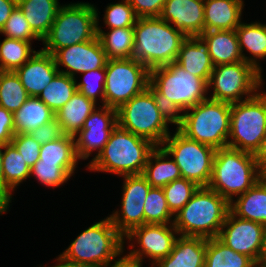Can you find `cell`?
Wrapping results in <instances>:
<instances>
[{"instance_id":"obj_10","label":"cell","mask_w":266,"mask_h":267,"mask_svg":"<svg viewBox=\"0 0 266 267\" xmlns=\"http://www.w3.org/2000/svg\"><path fill=\"white\" fill-rule=\"evenodd\" d=\"M207 84L209 99L230 104L247 100L263 90L258 70L244 60L214 66Z\"/></svg>"},{"instance_id":"obj_3","label":"cell","mask_w":266,"mask_h":267,"mask_svg":"<svg viewBox=\"0 0 266 267\" xmlns=\"http://www.w3.org/2000/svg\"><path fill=\"white\" fill-rule=\"evenodd\" d=\"M155 147L149 140L117 124L103 150L87 166L86 170L111 173L119 177L140 175L144 171L150 152Z\"/></svg>"},{"instance_id":"obj_31","label":"cell","mask_w":266,"mask_h":267,"mask_svg":"<svg viewBox=\"0 0 266 267\" xmlns=\"http://www.w3.org/2000/svg\"><path fill=\"white\" fill-rule=\"evenodd\" d=\"M97 37L108 59L133 58L134 27H122L104 31L99 26L100 12L97 6Z\"/></svg>"},{"instance_id":"obj_32","label":"cell","mask_w":266,"mask_h":267,"mask_svg":"<svg viewBox=\"0 0 266 267\" xmlns=\"http://www.w3.org/2000/svg\"><path fill=\"white\" fill-rule=\"evenodd\" d=\"M4 199L10 205L12 192L30 178V169L22 155L10 143L4 146L3 151Z\"/></svg>"},{"instance_id":"obj_44","label":"cell","mask_w":266,"mask_h":267,"mask_svg":"<svg viewBox=\"0 0 266 267\" xmlns=\"http://www.w3.org/2000/svg\"><path fill=\"white\" fill-rule=\"evenodd\" d=\"M147 89L152 93L161 115L169 124H174L177 129L183 123L184 111L171 99L159 93L150 83H148Z\"/></svg>"},{"instance_id":"obj_53","label":"cell","mask_w":266,"mask_h":267,"mask_svg":"<svg viewBox=\"0 0 266 267\" xmlns=\"http://www.w3.org/2000/svg\"><path fill=\"white\" fill-rule=\"evenodd\" d=\"M105 267H139V266L136 265L134 262H131L127 260L125 257H123L119 262Z\"/></svg>"},{"instance_id":"obj_47","label":"cell","mask_w":266,"mask_h":267,"mask_svg":"<svg viewBox=\"0 0 266 267\" xmlns=\"http://www.w3.org/2000/svg\"><path fill=\"white\" fill-rule=\"evenodd\" d=\"M139 17H159L166 0H127Z\"/></svg>"},{"instance_id":"obj_33","label":"cell","mask_w":266,"mask_h":267,"mask_svg":"<svg viewBox=\"0 0 266 267\" xmlns=\"http://www.w3.org/2000/svg\"><path fill=\"white\" fill-rule=\"evenodd\" d=\"M39 163H56L72 176L78 167L74 136L65 134L56 140L41 145Z\"/></svg>"},{"instance_id":"obj_5","label":"cell","mask_w":266,"mask_h":267,"mask_svg":"<svg viewBox=\"0 0 266 267\" xmlns=\"http://www.w3.org/2000/svg\"><path fill=\"white\" fill-rule=\"evenodd\" d=\"M254 154L230 147L216 149L208 188L218 192L229 203L250 189L259 179Z\"/></svg>"},{"instance_id":"obj_30","label":"cell","mask_w":266,"mask_h":267,"mask_svg":"<svg viewBox=\"0 0 266 267\" xmlns=\"http://www.w3.org/2000/svg\"><path fill=\"white\" fill-rule=\"evenodd\" d=\"M55 115L56 113L42 100L36 96H30L25 103L13 113L14 134H29L43 124L55 119Z\"/></svg>"},{"instance_id":"obj_13","label":"cell","mask_w":266,"mask_h":267,"mask_svg":"<svg viewBox=\"0 0 266 267\" xmlns=\"http://www.w3.org/2000/svg\"><path fill=\"white\" fill-rule=\"evenodd\" d=\"M104 85V105L118 109L149 83L150 70L135 58L108 59Z\"/></svg>"},{"instance_id":"obj_43","label":"cell","mask_w":266,"mask_h":267,"mask_svg":"<svg viewBox=\"0 0 266 267\" xmlns=\"http://www.w3.org/2000/svg\"><path fill=\"white\" fill-rule=\"evenodd\" d=\"M0 34L7 38L19 39L33 42L32 40L42 41L30 28L27 19L21 9L16 6L10 17L5 22V25L0 31Z\"/></svg>"},{"instance_id":"obj_1","label":"cell","mask_w":266,"mask_h":267,"mask_svg":"<svg viewBox=\"0 0 266 267\" xmlns=\"http://www.w3.org/2000/svg\"><path fill=\"white\" fill-rule=\"evenodd\" d=\"M124 242V237L107 216L78 234L58 256L75 267L110 266L124 257Z\"/></svg>"},{"instance_id":"obj_16","label":"cell","mask_w":266,"mask_h":267,"mask_svg":"<svg viewBox=\"0 0 266 267\" xmlns=\"http://www.w3.org/2000/svg\"><path fill=\"white\" fill-rule=\"evenodd\" d=\"M117 125V109L99 105L85 120L82 129L74 136L78 160H87V167L103 150L111 132Z\"/></svg>"},{"instance_id":"obj_6","label":"cell","mask_w":266,"mask_h":267,"mask_svg":"<svg viewBox=\"0 0 266 267\" xmlns=\"http://www.w3.org/2000/svg\"><path fill=\"white\" fill-rule=\"evenodd\" d=\"M97 37V13L94 4L77 2L62 4L57 16L43 38L42 51L54 55L59 49Z\"/></svg>"},{"instance_id":"obj_21","label":"cell","mask_w":266,"mask_h":267,"mask_svg":"<svg viewBox=\"0 0 266 267\" xmlns=\"http://www.w3.org/2000/svg\"><path fill=\"white\" fill-rule=\"evenodd\" d=\"M235 31L243 60L258 70L260 84L263 88L265 83L260 60H266V24H262L259 21H251L250 23L241 21ZM244 50L249 53V56L244 53Z\"/></svg>"},{"instance_id":"obj_51","label":"cell","mask_w":266,"mask_h":267,"mask_svg":"<svg viewBox=\"0 0 266 267\" xmlns=\"http://www.w3.org/2000/svg\"><path fill=\"white\" fill-rule=\"evenodd\" d=\"M5 144L0 142V195L4 198L3 151Z\"/></svg>"},{"instance_id":"obj_24","label":"cell","mask_w":266,"mask_h":267,"mask_svg":"<svg viewBox=\"0 0 266 267\" xmlns=\"http://www.w3.org/2000/svg\"><path fill=\"white\" fill-rule=\"evenodd\" d=\"M205 254L206 238L179 236L171 253L152 267H204Z\"/></svg>"},{"instance_id":"obj_23","label":"cell","mask_w":266,"mask_h":267,"mask_svg":"<svg viewBox=\"0 0 266 267\" xmlns=\"http://www.w3.org/2000/svg\"><path fill=\"white\" fill-rule=\"evenodd\" d=\"M176 63L207 83L214 69L208 45L200 35L187 36L181 45Z\"/></svg>"},{"instance_id":"obj_12","label":"cell","mask_w":266,"mask_h":267,"mask_svg":"<svg viewBox=\"0 0 266 267\" xmlns=\"http://www.w3.org/2000/svg\"><path fill=\"white\" fill-rule=\"evenodd\" d=\"M164 140L161 147L180 168L181 177L207 187L213 168L216 149L187 138L178 129ZM172 134V135H171Z\"/></svg>"},{"instance_id":"obj_38","label":"cell","mask_w":266,"mask_h":267,"mask_svg":"<svg viewBox=\"0 0 266 267\" xmlns=\"http://www.w3.org/2000/svg\"><path fill=\"white\" fill-rule=\"evenodd\" d=\"M173 221L163 189L151 187L144 202V224H173Z\"/></svg>"},{"instance_id":"obj_27","label":"cell","mask_w":266,"mask_h":267,"mask_svg":"<svg viewBox=\"0 0 266 267\" xmlns=\"http://www.w3.org/2000/svg\"><path fill=\"white\" fill-rule=\"evenodd\" d=\"M32 31L41 39L49 30L62 6L59 0H17Z\"/></svg>"},{"instance_id":"obj_34","label":"cell","mask_w":266,"mask_h":267,"mask_svg":"<svg viewBox=\"0 0 266 267\" xmlns=\"http://www.w3.org/2000/svg\"><path fill=\"white\" fill-rule=\"evenodd\" d=\"M204 267H257L249 256L235 252L217 237L206 238Z\"/></svg>"},{"instance_id":"obj_25","label":"cell","mask_w":266,"mask_h":267,"mask_svg":"<svg viewBox=\"0 0 266 267\" xmlns=\"http://www.w3.org/2000/svg\"><path fill=\"white\" fill-rule=\"evenodd\" d=\"M229 210L236 217L266 226V180L262 177L244 194L234 198Z\"/></svg>"},{"instance_id":"obj_11","label":"cell","mask_w":266,"mask_h":267,"mask_svg":"<svg viewBox=\"0 0 266 267\" xmlns=\"http://www.w3.org/2000/svg\"><path fill=\"white\" fill-rule=\"evenodd\" d=\"M149 83L183 111L208 99V84L176 62L150 70Z\"/></svg>"},{"instance_id":"obj_49","label":"cell","mask_w":266,"mask_h":267,"mask_svg":"<svg viewBox=\"0 0 266 267\" xmlns=\"http://www.w3.org/2000/svg\"><path fill=\"white\" fill-rule=\"evenodd\" d=\"M17 6V0H0V31Z\"/></svg>"},{"instance_id":"obj_48","label":"cell","mask_w":266,"mask_h":267,"mask_svg":"<svg viewBox=\"0 0 266 267\" xmlns=\"http://www.w3.org/2000/svg\"><path fill=\"white\" fill-rule=\"evenodd\" d=\"M14 135L13 113L0 107V142L10 144Z\"/></svg>"},{"instance_id":"obj_36","label":"cell","mask_w":266,"mask_h":267,"mask_svg":"<svg viewBox=\"0 0 266 267\" xmlns=\"http://www.w3.org/2000/svg\"><path fill=\"white\" fill-rule=\"evenodd\" d=\"M36 52L29 41L4 37L0 42V70L15 72Z\"/></svg>"},{"instance_id":"obj_9","label":"cell","mask_w":266,"mask_h":267,"mask_svg":"<svg viewBox=\"0 0 266 267\" xmlns=\"http://www.w3.org/2000/svg\"><path fill=\"white\" fill-rule=\"evenodd\" d=\"M117 124L155 146H161L171 133L169 123L161 115L147 88L117 109Z\"/></svg>"},{"instance_id":"obj_26","label":"cell","mask_w":266,"mask_h":267,"mask_svg":"<svg viewBox=\"0 0 266 267\" xmlns=\"http://www.w3.org/2000/svg\"><path fill=\"white\" fill-rule=\"evenodd\" d=\"M200 36L208 45L214 66L243 61L235 30L204 31Z\"/></svg>"},{"instance_id":"obj_56","label":"cell","mask_w":266,"mask_h":267,"mask_svg":"<svg viewBox=\"0 0 266 267\" xmlns=\"http://www.w3.org/2000/svg\"><path fill=\"white\" fill-rule=\"evenodd\" d=\"M262 177L266 180V169L262 172Z\"/></svg>"},{"instance_id":"obj_40","label":"cell","mask_w":266,"mask_h":267,"mask_svg":"<svg viewBox=\"0 0 266 267\" xmlns=\"http://www.w3.org/2000/svg\"><path fill=\"white\" fill-rule=\"evenodd\" d=\"M104 11L103 22L107 29L134 27L138 18L127 0L112 2L107 5Z\"/></svg>"},{"instance_id":"obj_22","label":"cell","mask_w":266,"mask_h":267,"mask_svg":"<svg viewBox=\"0 0 266 267\" xmlns=\"http://www.w3.org/2000/svg\"><path fill=\"white\" fill-rule=\"evenodd\" d=\"M244 6V0H204V31L236 30Z\"/></svg>"},{"instance_id":"obj_46","label":"cell","mask_w":266,"mask_h":267,"mask_svg":"<svg viewBox=\"0 0 266 267\" xmlns=\"http://www.w3.org/2000/svg\"><path fill=\"white\" fill-rule=\"evenodd\" d=\"M31 137L39 142L41 145L47 142L53 141L65 135L61 124L57 121V119H53L52 121L43 124L36 130L29 133Z\"/></svg>"},{"instance_id":"obj_37","label":"cell","mask_w":266,"mask_h":267,"mask_svg":"<svg viewBox=\"0 0 266 267\" xmlns=\"http://www.w3.org/2000/svg\"><path fill=\"white\" fill-rule=\"evenodd\" d=\"M20 78L13 71H2L0 75V107L14 113L29 98Z\"/></svg>"},{"instance_id":"obj_39","label":"cell","mask_w":266,"mask_h":267,"mask_svg":"<svg viewBox=\"0 0 266 267\" xmlns=\"http://www.w3.org/2000/svg\"><path fill=\"white\" fill-rule=\"evenodd\" d=\"M198 188L199 186L195 182L182 177L164 186L162 189L171 213L173 215L178 213Z\"/></svg>"},{"instance_id":"obj_55","label":"cell","mask_w":266,"mask_h":267,"mask_svg":"<svg viewBox=\"0 0 266 267\" xmlns=\"http://www.w3.org/2000/svg\"><path fill=\"white\" fill-rule=\"evenodd\" d=\"M11 205H9L5 199L0 195V216L3 215L4 213L8 212L9 207Z\"/></svg>"},{"instance_id":"obj_7","label":"cell","mask_w":266,"mask_h":267,"mask_svg":"<svg viewBox=\"0 0 266 267\" xmlns=\"http://www.w3.org/2000/svg\"><path fill=\"white\" fill-rule=\"evenodd\" d=\"M231 104L206 99L184 111L177 128L187 138L220 149L228 147Z\"/></svg>"},{"instance_id":"obj_20","label":"cell","mask_w":266,"mask_h":267,"mask_svg":"<svg viewBox=\"0 0 266 267\" xmlns=\"http://www.w3.org/2000/svg\"><path fill=\"white\" fill-rule=\"evenodd\" d=\"M58 72L54 56L41 49L15 71L28 95L36 97Z\"/></svg>"},{"instance_id":"obj_52","label":"cell","mask_w":266,"mask_h":267,"mask_svg":"<svg viewBox=\"0 0 266 267\" xmlns=\"http://www.w3.org/2000/svg\"><path fill=\"white\" fill-rule=\"evenodd\" d=\"M257 267H266V232L263 239L262 250L258 261L256 262Z\"/></svg>"},{"instance_id":"obj_54","label":"cell","mask_w":266,"mask_h":267,"mask_svg":"<svg viewBox=\"0 0 266 267\" xmlns=\"http://www.w3.org/2000/svg\"><path fill=\"white\" fill-rule=\"evenodd\" d=\"M55 261H57V262L55 263L54 266H48V267H75L74 265L62 260L59 256L56 257ZM39 267H41V266H39ZM42 267H47V266H42Z\"/></svg>"},{"instance_id":"obj_35","label":"cell","mask_w":266,"mask_h":267,"mask_svg":"<svg viewBox=\"0 0 266 267\" xmlns=\"http://www.w3.org/2000/svg\"><path fill=\"white\" fill-rule=\"evenodd\" d=\"M76 91V79L58 72L38 95V98L56 113L71 99Z\"/></svg>"},{"instance_id":"obj_15","label":"cell","mask_w":266,"mask_h":267,"mask_svg":"<svg viewBox=\"0 0 266 267\" xmlns=\"http://www.w3.org/2000/svg\"><path fill=\"white\" fill-rule=\"evenodd\" d=\"M121 177L120 209L113 210L109 217L118 232L125 237L134 228L144 224V202L152 186L142 174Z\"/></svg>"},{"instance_id":"obj_19","label":"cell","mask_w":266,"mask_h":267,"mask_svg":"<svg viewBox=\"0 0 266 267\" xmlns=\"http://www.w3.org/2000/svg\"><path fill=\"white\" fill-rule=\"evenodd\" d=\"M186 36L204 32V0H166L159 16Z\"/></svg>"},{"instance_id":"obj_2","label":"cell","mask_w":266,"mask_h":267,"mask_svg":"<svg viewBox=\"0 0 266 267\" xmlns=\"http://www.w3.org/2000/svg\"><path fill=\"white\" fill-rule=\"evenodd\" d=\"M187 36L160 17H139L134 26L133 58L149 70L176 62Z\"/></svg>"},{"instance_id":"obj_18","label":"cell","mask_w":266,"mask_h":267,"mask_svg":"<svg viewBox=\"0 0 266 267\" xmlns=\"http://www.w3.org/2000/svg\"><path fill=\"white\" fill-rule=\"evenodd\" d=\"M53 56L59 72L76 80L78 78L77 74L105 68L108 61L98 37L59 49ZM63 66L65 70L60 69Z\"/></svg>"},{"instance_id":"obj_14","label":"cell","mask_w":266,"mask_h":267,"mask_svg":"<svg viewBox=\"0 0 266 267\" xmlns=\"http://www.w3.org/2000/svg\"><path fill=\"white\" fill-rule=\"evenodd\" d=\"M178 237L173 224H143L124 237L130 250L124 257L139 267H143V260L149 258L152 267L171 253Z\"/></svg>"},{"instance_id":"obj_28","label":"cell","mask_w":266,"mask_h":267,"mask_svg":"<svg viewBox=\"0 0 266 267\" xmlns=\"http://www.w3.org/2000/svg\"><path fill=\"white\" fill-rule=\"evenodd\" d=\"M142 175L152 187L163 188L181 178V171L170 155L161 146H156L147 158Z\"/></svg>"},{"instance_id":"obj_17","label":"cell","mask_w":266,"mask_h":267,"mask_svg":"<svg viewBox=\"0 0 266 267\" xmlns=\"http://www.w3.org/2000/svg\"><path fill=\"white\" fill-rule=\"evenodd\" d=\"M265 232V225L236 217L229 211L217 238L235 252L245 254L257 262Z\"/></svg>"},{"instance_id":"obj_4","label":"cell","mask_w":266,"mask_h":267,"mask_svg":"<svg viewBox=\"0 0 266 267\" xmlns=\"http://www.w3.org/2000/svg\"><path fill=\"white\" fill-rule=\"evenodd\" d=\"M229 202L208 187H199L185 206L174 215L179 236L215 238L229 212Z\"/></svg>"},{"instance_id":"obj_45","label":"cell","mask_w":266,"mask_h":267,"mask_svg":"<svg viewBox=\"0 0 266 267\" xmlns=\"http://www.w3.org/2000/svg\"><path fill=\"white\" fill-rule=\"evenodd\" d=\"M11 144L16 148L20 155L23 156L25 163L29 168H32L39 160L41 144L35 141L30 134H15Z\"/></svg>"},{"instance_id":"obj_41","label":"cell","mask_w":266,"mask_h":267,"mask_svg":"<svg viewBox=\"0 0 266 267\" xmlns=\"http://www.w3.org/2000/svg\"><path fill=\"white\" fill-rule=\"evenodd\" d=\"M30 177H35L39 184L50 188H58L67 183L72 175L56 163H39L38 161L30 169Z\"/></svg>"},{"instance_id":"obj_50","label":"cell","mask_w":266,"mask_h":267,"mask_svg":"<svg viewBox=\"0 0 266 267\" xmlns=\"http://www.w3.org/2000/svg\"><path fill=\"white\" fill-rule=\"evenodd\" d=\"M254 158L259 170L263 172L266 169V135L262 139L259 149L254 154Z\"/></svg>"},{"instance_id":"obj_8","label":"cell","mask_w":266,"mask_h":267,"mask_svg":"<svg viewBox=\"0 0 266 267\" xmlns=\"http://www.w3.org/2000/svg\"><path fill=\"white\" fill-rule=\"evenodd\" d=\"M266 135V92L231 104L228 147L255 154Z\"/></svg>"},{"instance_id":"obj_29","label":"cell","mask_w":266,"mask_h":267,"mask_svg":"<svg viewBox=\"0 0 266 267\" xmlns=\"http://www.w3.org/2000/svg\"><path fill=\"white\" fill-rule=\"evenodd\" d=\"M98 105L100 106L99 102L96 104L76 91L71 99L56 112L55 118L61 124L65 134L75 136Z\"/></svg>"},{"instance_id":"obj_42","label":"cell","mask_w":266,"mask_h":267,"mask_svg":"<svg viewBox=\"0 0 266 267\" xmlns=\"http://www.w3.org/2000/svg\"><path fill=\"white\" fill-rule=\"evenodd\" d=\"M81 75H83V79L79 80L80 82L76 80L77 91L96 104L99 100L101 105H104L105 68L87 71Z\"/></svg>"}]
</instances>
